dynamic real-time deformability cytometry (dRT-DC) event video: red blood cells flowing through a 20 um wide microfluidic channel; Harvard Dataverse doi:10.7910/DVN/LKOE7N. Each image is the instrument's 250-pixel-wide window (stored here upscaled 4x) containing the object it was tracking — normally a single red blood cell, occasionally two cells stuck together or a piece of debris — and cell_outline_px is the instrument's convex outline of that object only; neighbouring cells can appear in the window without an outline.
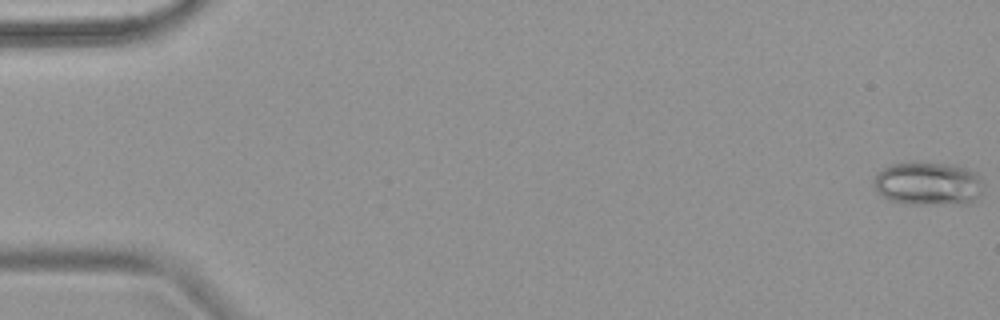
{"species": "common noctule bat (a hibernating species)", "species_latin": "Nyctalus noctula", "temperature_condition": "warm", "stored_images_in_passage": 7, "camera_frame_rate_fps": 3000, "um_per_image_px": 0.085, "animal": {"sex": "female", "body_mass_g": 18.4}, "frame": {"image": 1, "passage_image": 1, "time_ms": 0.0, "image_size_px": [1000, 320], "cell_outline_px": [[984, 184], [976, 200], [968, 204], [912, 204], [892, 200], [884, 196], [876, 188], [872, 180], [884, 168], [892, 164], [912, 160], [948, 164], [964, 168], [976, 172], [980, 176]], "centroid_in_image_um": [78.93, 15.59], "position_along_channel_um": 6.1, "area_um2": 27.98}}
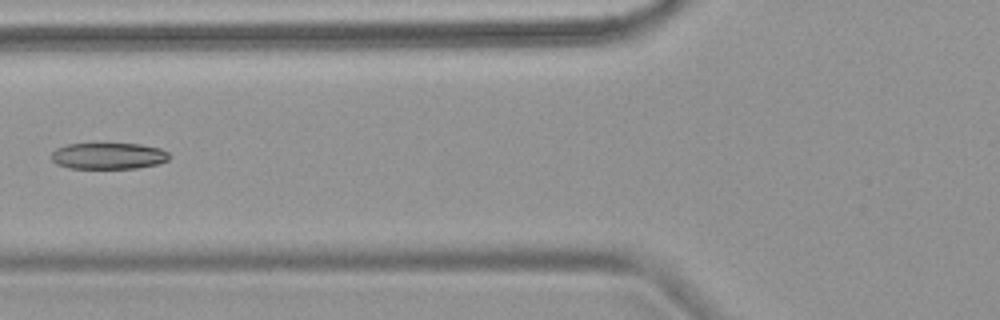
{"frame": {"image": 2, "passage_image": 6, "time_ms": 7.0, "image_size_px": [1000, 320], "cell_outline_px": [[172, 156], [168, 160], [156, 164], [136, 168], [68, 168], [56, 164], [52, 160], [52, 152], [56, 148], [68, 144], [140, 144], [160, 148], [168, 152]], "centroid_in_image_um": [9.23, 13.25], "position_along_channel_um": 116.6, "area_um2": 18.09}}
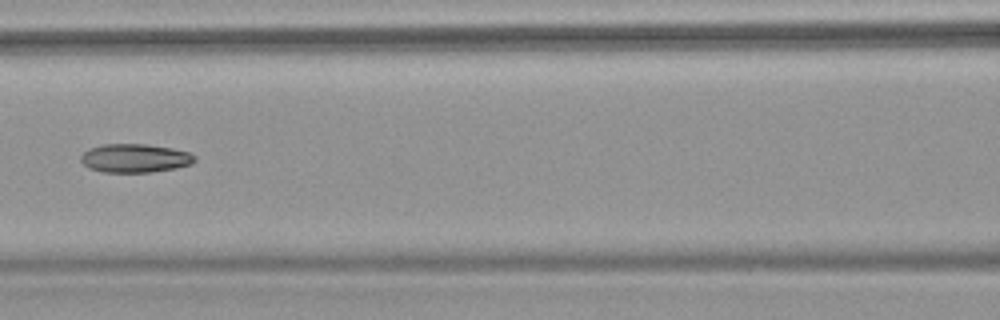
{"frame": {"image": 3, "passage_image": 7, "time_ms": 8.0, "image_size_px": [1000, 320], "cell_outline_px": [[196, 160], [192, 164], [176, 168], [152, 172], [104, 172], [88, 168], [80, 160], [80, 156], [88, 148], [104, 144], [144, 144], [172, 148], [188, 152], [196, 156]], "centroid_in_image_um": [11.47, 13.44], "position_along_channel_um": 155.1, "area_um2": 19.07}}